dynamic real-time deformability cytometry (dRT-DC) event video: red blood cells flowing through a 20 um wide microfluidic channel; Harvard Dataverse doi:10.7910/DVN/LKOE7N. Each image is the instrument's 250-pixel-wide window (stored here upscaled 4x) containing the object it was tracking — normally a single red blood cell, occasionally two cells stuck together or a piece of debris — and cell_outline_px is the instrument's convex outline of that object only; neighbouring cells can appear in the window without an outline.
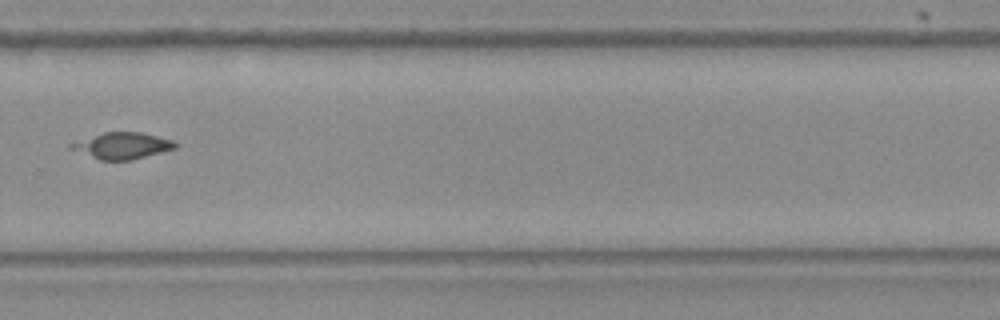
{"species": "Egyptian fruit bat (a non-hibernating species)", "species_latin": "Rousettus aegyptiacus", "temperature_condition": "room temperature", "stored_images_in_passage": 12, "camera_frame_rate_fps": 3000, "um_per_image_px": 0.085, "frame": {"image": 1, "passage_image": 12, "time_ms": 3.667, "image_size_px": [1000, 320], "cell_outline_px": [[180, 144], [176, 148], [132, 160], [100, 160], [72, 148], [68, 144], [104, 132], [140, 132], [176, 140]], "centroid_in_image_um": [10.5, 12.37], "position_along_channel_um": 319.3, "area_um2": 15.84}}